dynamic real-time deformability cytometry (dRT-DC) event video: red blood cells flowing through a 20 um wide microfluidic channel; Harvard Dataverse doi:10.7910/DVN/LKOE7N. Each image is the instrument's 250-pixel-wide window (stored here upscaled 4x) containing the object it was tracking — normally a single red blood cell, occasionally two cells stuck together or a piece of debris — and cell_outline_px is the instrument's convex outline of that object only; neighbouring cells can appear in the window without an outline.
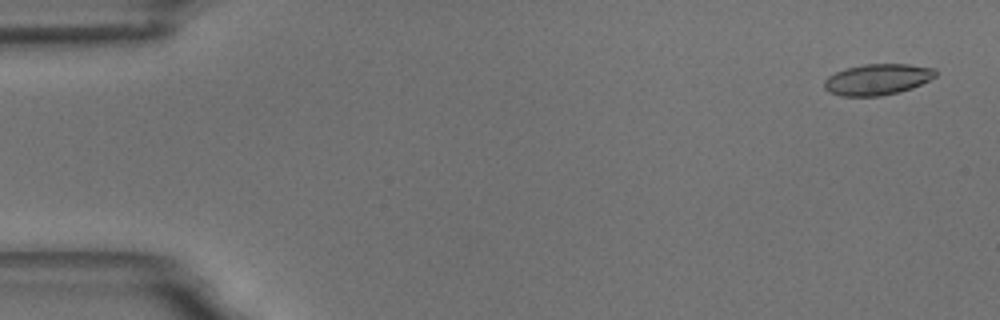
{"species": "common noctule bat (a hibernating species)", "species_latin": "Nyctalus noctula", "temperature_condition": "room temperature", "stored_images_in_passage": 5, "camera_frame_rate_fps": 3000, "um_per_image_px": 0.085, "animal": {"sex": "male", "body_mass_g": 18.8}, "frame": {"image": 1, "passage_image": 1, "time_ms": 0.0, "image_size_px": [1000, 320], "cell_outline_px": [[936, 76], [912, 88], [900, 92], [880, 96], [840, 96], [828, 92], [824, 88], [824, 80], [828, 76], [844, 68], [864, 64], [908, 64], [936, 68]], "centroid_in_image_um": [74.56, 6.75], "position_along_channel_um": 10.4, "area_um2": 20.29}}
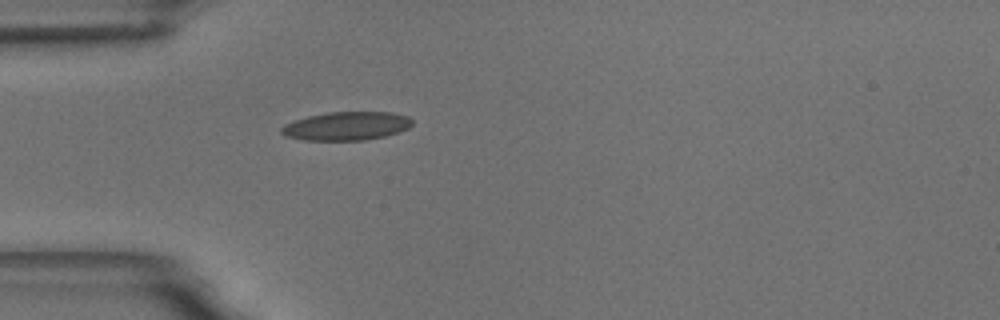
{"frame": {"image": 2, "passage_image": 5, "time_ms": 4.667, "image_size_px": [1000, 320], "cell_outline_px": [[412, 124], [408, 128], [384, 136], [364, 140], [304, 140], [288, 136], [280, 132], [280, 128], [284, 124], [308, 116], [328, 112], [392, 112], [408, 116], [412, 120]], "centroid_in_image_um": [29.45, 10.7], "position_along_channel_um": 55.6, "area_um2": 21.56}}